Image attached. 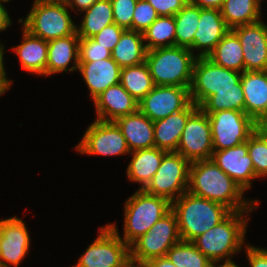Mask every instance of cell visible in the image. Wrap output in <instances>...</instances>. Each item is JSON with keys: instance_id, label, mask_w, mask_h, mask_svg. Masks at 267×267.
<instances>
[{"instance_id": "cell-1", "label": "cell", "mask_w": 267, "mask_h": 267, "mask_svg": "<svg viewBox=\"0 0 267 267\" xmlns=\"http://www.w3.org/2000/svg\"><path fill=\"white\" fill-rule=\"evenodd\" d=\"M187 191L220 203L232 212L252 211L259 204L258 200H244L241 187L211 159L191 163Z\"/></svg>"}, {"instance_id": "cell-2", "label": "cell", "mask_w": 267, "mask_h": 267, "mask_svg": "<svg viewBox=\"0 0 267 267\" xmlns=\"http://www.w3.org/2000/svg\"><path fill=\"white\" fill-rule=\"evenodd\" d=\"M171 210L177 217L181 241L186 242H192L232 213L226 206L188 191L171 203Z\"/></svg>"}, {"instance_id": "cell-3", "label": "cell", "mask_w": 267, "mask_h": 267, "mask_svg": "<svg viewBox=\"0 0 267 267\" xmlns=\"http://www.w3.org/2000/svg\"><path fill=\"white\" fill-rule=\"evenodd\" d=\"M244 212H232L218 225L195 238L192 243L213 263L224 260V263L233 262L231 255L238 253L244 245L246 224L249 218H243Z\"/></svg>"}, {"instance_id": "cell-4", "label": "cell", "mask_w": 267, "mask_h": 267, "mask_svg": "<svg viewBox=\"0 0 267 267\" xmlns=\"http://www.w3.org/2000/svg\"><path fill=\"white\" fill-rule=\"evenodd\" d=\"M196 58L188 48L171 46L147 50L145 62L155 86L189 88Z\"/></svg>"}, {"instance_id": "cell-5", "label": "cell", "mask_w": 267, "mask_h": 267, "mask_svg": "<svg viewBox=\"0 0 267 267\" xmlns=\"http://www.w3.org/2000/svg\"><path fill=\"white\" fill-rule=\"evenodd\" d=\"M124 236L130 246L171 210V203L163 197L138 190L126 202L124 209Z\"/></svg>"}, {"instance_id": "cell-6", "label": "cell", "mask_w": 267, "mask_h": 267, "mask_svg": "<svg viewBox=\"0 0 267 267\" xmlns=\"http://www.w3.org/2000/svg\"><path fill=\"white\" fill-rule=\"evenodd\" d=\"M25 20L19 19L23 27L34 36L50 41L77 33L64 0L34 2Z\"/></svg>"}, {"instance_id": "cell-7", "label": "cell", "mask_w": 267, "mask_h": 267, "mask_svg": "<svg viewBox=\"0 0 267 267\" xmlns=\"http://www.w3.org/2000/svg\"><path fill=\"white\" fill-rule=\"evenodd\" d=\"M241 75V72L215 64L208 57L198 56L189 87L191 101L199 107L215 90L242 88Z\"/></svg>"}, {"instance_id": "cell-8", "label": "cell", "mask_w": 267, "mask_h": 267, "mask_svg": "<svg viewBox=\"0 0 267 267\" xmlns=\"http://www.w3.org/2000/svg\"><path fill=\"white\" fill-rule=\"evenodd\" d=\"M180 241L177 217L170 210L129 246L130 258L147 263L151 259L166 256L167 251Z\"/></svg>"}, {"instance_id": "cell-9", "label": "cell", "mask_w": 267, "mask_h": 267, "mask_svg": "<svg viewBox=\"0 0 267 267\" xmlns=\"http://www.w3.org/2000/svg\"><path fill=\"white\" fill-rule=\"evenodd\" d=\"M190 165L191 163L179 153L167 152L144 191L150 195L166 198L170 203L174 202L175 198L187 192Z\"/></svg>"}, {"instance_id": "cell-10", "label": "cell", "mask_w": 267, "mask_h": 267, "mask_svg": "<svg viewBox=\"0 0 267 267\" xmlns=\"http://www.w3.org/2000/svg\"><path fill=\"white\" fill-rule=\"evenodd\" d=\"M115 225L101 227L98 238L80 255L73 267H122L130 258V250Z\"/></svg>"}, {"instance_id": "cell-11", "label": "cell", "mask_w": 267, "mask_h": 267, "mask_svg": "<svg viewBox=\"0 0 267 267\" xmlns=\"http://www.w3.org/2000/svg\"><path fill=\"white\" fill-rule=\"evenodd\" d=\"M207 115L214 151L246 142L257 129V124L244 111L221 110Z\"/></svg>"}, {"instance_id": "cell-12", "label": "cell", "mask_w": 267, "mask_h": 267, "mask_svg": "<svg viewBox=\"0 0 267 267\" xmlns=\"http://www.w3.org/2000/svg\"><path fill=\"white\" fill-rule=\"evenodd\" d=\"M80 154L118 156L130 154L121 130L114 121L96 119L76 147Z\"/></svg>"}, {"instance_id": "cell-13", "label": "cell", "mask_w": 267, "mask_h": 267, "mask_svg": "<svg viewBox=\"0 0 267 267\" xmlns=\"http://www.w3.org/2000/svg\"><path fill=\"white\" fill-rule=\"evenodd\" d=\"M177 153L190 163L211 159L214 152L208 115L198 108L187 120Z\"/></svg>"}, {"instance_id": "cell-14", "label": "cell", "mask_w": 267, "mask_h": 267, "mask_svg": "<svg viewBox=\"0 0 267 267\" xmlns=\"http://www.w3.org/2000/svg\"><path fill=\"white\" fill-rule=\"evenodd\" d=\"M192 103L188 87L155 86L141 101L138 109L151 121L166 118Z\"/></svg>"}, {"instance_id": "cell-15", "label": "cell", "mask_w": 267, "mask_h": 267, "mask_svg": "<svg viewBox=\"0 0 267 267\" xmlns=\"http://www.w3.org/2000/svg\"><path fill=\"white\" fill-rule=\"evenodd\" d=\"M30 247V236L23 220H0V267H18Z\"/></svg>"}, {"instance_id": "cell-16", "label": "cell", "mask_w": 267, "mask_h": 267, "mask_svg": "<svg viewBox=\"0 0 267 267\" xmlns=\"http://www.w3.org/2000/svg\"><path fill=\"white\" fill-rule=\"evenodd\" d=\"M231 30L243 49L244 71H267V25L258 21Z\"/></svg>"}, {"instance_id": "cell-17", "label": "cell", "mask_w": 267, "mask_h": 267, "mask_svg": "<svg viewBox=\"0 0 267 267\" xmlns=\"http://www.w3.org/2000/svg\"><path fill=\"white\" fill-rule=\"evenodd\" d=\"M211 160L245 192L256 177L252 159L248 154L247 143L212 153Z\"/></svg>"}, {"instance_id": "cell-18", "label": "cell", "mask_w": 267, "mask_h": 267, "mask_svg": "<svg viewBox=\"0 0 267 267\" xmlns=\"http://www.w3.org/2000/svg\"><path fill=\"white\" fill-rule=\"evenodd\" d=\"M230 28L219 9L200 8V20L192 44L193 50H201L197 57H207Z\"/></svg>"}, {"instance_id": "cell-19", "label": "cell", "mask_w": 267, "mask_h": 267, "mask_svg": "<svg viewBox=\"0 0 267 267\" xmlns=\"http://www.w3.org/2000/svg\"><path fill=\"white\" fill-rule=\"evenodd\" d=\"M99 120L115 121L138 110V101L119 83L108 87L95 100Z\"/></svg>"}, {"instance_id": "cell-20", "label": "cell", "mask_w": 267, "mask_h": 267, "mask_svg": "<svg viewBox=\"0 0 267 267\" xmlns=\"http://www.w3.org/2000/svg\"><path fill=\"white\" fill-rule=\"evenodd\" d=\"M121 67L112 59L79 62L78 69L94 101L108 87L120 83Z\"/></svg>"}, {"instance_id": "cell-21", "label": "cell", "mask_w": 267, "mask_h": 267, "mask_svg": "<svg viewBox=\"0 0 267 267\" xmlns=\"http://www.w3.org/2000/svg\"><path fill=\"white\" fill-rule=\"evenodd\" d=\"M240 80L244 112L257 124L267 113V71H244Z\"/></svg>"}, {"instance_id": "cell-22", "label": "cell", "mask_w": 267, "mask_h": 267, "mask_svg": "<svg viewBox=\"0 0 267 267\" xmlns=\"http://www.w3.org/2000/svg\"><path fill=\"white\" fill-rule=\"evenodd\" d=\"M198 108L192 102L184 110L153 121L155 147L167 152H176L186 122Z\"/></svg>"}, {"instance_id": "cell-23", "label": "cell", "mask_w": 267, "mask_h": 267, "mask_svg": "<svg viewBox=\"0 0 267 267\" xmlns=\"http://www.w3.org/2000/svg\"><path fill=\"white\" fill-rule=\"evenodd\" d=\"M114 122L121 130L130 152L155 147L153 121L139 109Z\"/></svg>"}, {"instance_id": "cell-24", "label": "cell", "mask_w": 267, "mask_h": 267, "mask_svg": "<svg viewBox=\"0 0 267 267\" xmlns=\"http://www.w3.org/2000/svg\"><path fill=\"white\" fill-rule=\"evenodd\" d=\"M79 41L78 34L48 41V58L46 76L68 71V65L74 60V65L69 71H75L79 65Z\"/></svg>"}, {"instance_id": "cell-25", "label": "cell", "mask_w": 267, "mask_h": 267, "mask_svg": "<svg viewBox=\"0 0 267 267\" xmlns=\"http://www.w3.org/2000/svg\"><path fill=\"white\" fill-rule=\"evenodd\" d=\"M12 49L18 55L22 69L33 74L46 75L48 58L47 41L34 36L23 27V41Z\"/></svg>"}, {"instance_id": "cell-26", "label": "cell", "mask_w": 267, "mask_h": 267, "mask_svg": "<svg viewBox=\"0 0 267 267\" xmlns=\"http://www.w3.org/2000/svg\"><path fill=\"white\" fill-rule=\"evenodd\" d=\"M166 153L167 151L158 149L157 147L130 152L132 154V160L127 168L129 180L138 182L141 184L139 190H144L160 167L163 156Z\"/></svg>"}, {"instance_id": "cell-27", "label": "cell", "mask_w": 267, "mask_h": 267, "mask_svg": "<svg viewBox=\"0 0 267 267\" xmlns=\"http://www.w3.org/2000/svg\"><path fill=\"white\" fill-rule=\"evenodd\" d=\"M143 42V33L126 29L112 50L111 58L121 68L142 64L146 60L147 53Z\"/></svg>"}, {"instance_id": "cell-28", "label": "cell", "mask_w": 267, "mask_h": 267, "mask_svg": "<svg viewBox=\"0 0 267 267\" xmlns=\"http://www.w3.org/2000/svg\"><path fill=\"white\" fill-rule=\"evenodd\" d=\"M207 57L219 66L244 72L243 49L238 36L231 29Z\"/></svg>"}, {"instance_id": "cell-29", "label": "cell", "mask_w": 267, "mask_h": 267, "mask_svg": "<svg viewBox=\"0 0 267 267\" xmlns=\"http://www.w3.org/2000/svg\"><path fill=\"white\" fill-rule=\"evenodd\" d=\"M85 12L77 34L80 38H91L103 28L114 23L113 8L110 0H97Z\"/></svg>"}, {"instance_id": "cell-30", "label": "cell", "mask_w": 267, "mask_h": 267, "mask_svg": "<svg viewBox=\"0 0 267 267\" xmlns=\"http://www.w3.org/2000/svg\"><path fill=\"white\" fill-rule=\"evenodd\" d=\"M260 8L256 0H224L220 11L226 25L232 29L260 21Z\"/></svg>"}, {"instance_id": "cell-31", "label": "cell", "mask_w": 267, "mask_h": 267, "mask_svg": "<svg viewBox=\"0 0 267 267\" xmlns=\"http://www.w3.org/2000/svg\"><path fill=\"white\" fill-rule=\"evenodd\" d=\"M120 84L138 102L155 87L146 62L122 68Z\"/></svg>"}, {"instance_id": "cell-32", "label": "cell", "mask_w": 267, "mask_h": 267, "mask_svg": "<svg viewBox=\"0 0 267 267\" xmlns=\"http://www.w3.org/2000/svg\"><path fill=\"white\" fill-rule=\"evenodd\" d=\"M175 20V46L192 51L194 35L200 20V7L188 2L177 14Z\"/></svg>"}, {"instance_id": "cell-33", "label": "cell", "mask_w": 267, "mask_h": 267, "mask_svg": "<svg viewBox=\"0 0 267 267\" xmlns=\"http://www.w3.org/2000/svg\"><path fill=\"white\" fill-rule=\"evenodd\" d=\"M245 97L242 88H225L215 90L199 108L205 114L221 110L244 111Z\"/></svg>"}, {"instance_id": "cell-34", "label": "cell", "mask_w": 267, "mask_h": 267, "mask_svg": "<svg viewBox=\"0 0 267 267\" xmlns=\"http://www.w3.org/2000/svg\"><path fill=\"white\" fill-rule=\"evenodd\" d=\"M147 50L175 46L174 16H159L144 32Z\"/></svg>"}, {"instance_id": "cell-35", "label": "cell", "mask_w": 267, "mask_h": 267, "mask_svg": "<svg viewBox=\"0 0 267 267\" xmlns=\"http://www.w3.org/2000/svg\"><path fill=\"white\" fill-rule=\"evenodd\" d=\"M166 256L177 267H211L213 264L192 242L180 241L167 251Z\"/></svg>"}, {"instance_id": "cell-36", "label": "cell", "mask_w": 267, "mask_h": 267, "mask_svg": "<svg viewBox=\"0 0 267 267\" xmlns=\"http://www.w3.org/2000/svg\"><path fill=\"white\" fill-rule=\"evenodd\" d=\"M246 143L256 177H267V132L257 128Z\"/></svg>"}, {"instance_id": "cell-37", "label": "cell", "mask_w": 267, "mask_h": 267, "mask_svg": "<svg viewBox=\"0 0 267 267\" xmlns=\"http://www.w3.org/2000/svg\"><path fill=\"white\" fill-rule=\"evenodd\" d=\"M155 8L146 0H137L133 12L132 30L143 33L157 18Z\"/></svg>"}, {"instance_id": "cell-38", "label": "cell", "mask_w": 267, "mask_h": 267, "mask_svg": "<svg viewBox=\"0 0 267 267\" xmlns=\"http://www.w3.org/2000/svg\"><path fill=\"white\" fill-rule=\"evenodd\" d=\"M111 58V51L103 47L92 38H80L79 62H94Z\"/></svg>"}, {"instance_id": "cell-39", "label": "cell", "mask_w": 267, "mask_h": 267, "mask_svg": "<svg viewBox=\"0 0 267 267\" xmlns=\"http://www.w3.org/2000/svg\"><path fill=\"white\" fill-rule=\"evenodd\" d=\"M113 8L114 23L118 26L132 30L133 12L137 0H110Z\"/></svg>"}, {"instance_id": "cell-40", "label": "cell", "mask_w": 267, "mask_h": 267, "mask_svg": "<svg viewBox=\"0 0 267 267\" xmlns=\"http://www.w3.org/2000/svg\"><path fill=\"white\" fill-rule=\"evenodd\" d=\"M124 30V28L113 23L103 28L98 34L91 38L112 52Z\"/></svg>"}, {"instance_id": "cell-41", "label": "cell", "mask_w": 267, "mask_h": 267, "mask_svg": "<svg viewBox=\"0 0 267 267\" xmlns=\"http://www.w3.org/2000/svg\"><path fill=\"white\" fill-rule=\"evenodd\" d=\"M158 13L159 16H174L177 14L189 0H146Z\"/></svg>"}, {"instance_id": "cell-42", "label": "cell", "mask_w": 267, "mask_h": 267, "mask_svg": "<svg viewBox=\"0 0 267 267\" xmlns=\"http://www.w3.org/2000/svg\"><path fill=\"white\" fill-rule=\"evenodd\" d=\"M247 259L250 267H267V249L246 244Z\"/></svg>"}, {"instance_id": "cell-43", "label": "cell", "mask_w": 267, "mask_h": 267, "mask_svg": "<svg viewBox=\"0 0 267 267\" xmlns=\"http://www.w3.org/2000/svg\"><path fill=\"white\" fill-rule=\"evenodd\" d=\"M4 53V46L0 44V92L4 94L6 90L10 89L12 81L8 80L6 77V71L4 70V63H3V54Z\"/></svg>"}, {"instance_id": "cell-44", "label": "cell", "mask_w": 267, "mask_h": 267, "mask_svg": "<svg viewBox=\"0 0 267 267\" xmlns=\"http://www.w3.org/2000/svg\"><path fill=\"white\" fill-rule=\"evenodd\" d=\"M195 6L203 9H221L224 0H189Z\"/></svg>"}, {"instance_id": "cell-45", "label": "cell", "mask_w": 267, "mask_h": 267, "mask_svg": "<svg viewBox=\"0 0 267 267\" xmlns=\"http://www.w3.org/2000/svg\"><path fill=\"white\" fill-rule=\"evenodd\" d=\"M68 7L71 9L78 11H84L87 10L92 4H94L97 0H64Z\"/></svg>"}, {"instance_id": "cell-46", "label": "cell", "mask_w": 267, "mask_h": 267, "mask_svg": "<svg viewBox=\"0 0 267 267\" xmlns=\"http://www.w3.org/2000/svg\"><path fill=\"white\" fill-rule=\"evenodd\" d=\"M148 267H177L167 256L151 259L147 262Z\"/></svg>"}, {"instance_id": "cell-47", "label": "cell", "mask_w": 267, "mask_h": 267, "mask_svg": "<svg viewBox=\"0 0 267 267\" xmlns=\"http://www.w3.org/2000/svg\"><path fill=\"white\" fill-rule=\"evenodd\" d=\"M11 21L12 20L9 18L8 12L2 2H0V32L2 30H6V28L11 25Z\"/></svg>"}, {"instance_id": "cell-48", "label": "cell", "mask_w": 267, "mask_h": 267, "mask_svg": "<svg viewBox=\"0 0 267 267\" xmlns=\"http://www.w3.org/2000/svg\"><path fill=\"white\" fill-rule=\"evenodd\" d=\"M122 267H148L147 263L133 260L132 258H129Z\"/></svg>"}, {"instance_id": "cell-49", "label": "cell", "mask_w": 267, "mask_h": 267, "mask_svg": "<svg viewBox=\"0 0 267 267\" xmlns=\"http://www.w3.org/2000/svg\"><path fill=\"white\" fill-rule=\"evenodd\" d=\"M257 128L267 132V113L265 116L257 123Z\"/></svg>"}, {"instance_id": "cell-50", "label": "cell", "mask_w": 267, "mask_h": 267, "mask_svg": "<svg viewBox=\"0 0 267 267\" xmlns=\"http://www.w3.org/2000/svg\"><path fill=\"white\" fill-rule=\"evenodd\" d=\"M215 265H216V263H213L211 267H239L234 262H228V263H224V264H221L218 266H215Z\"/></svg>"}, {"instance_id": "cell-51", "label": "cell", "mask_w": 267, "mask_h": 267, "mask_svg": "<svg viewBox=\"0 0 267 267\" xmlns=\"http://www.w3.org/2000/svg\"><path fill=\"white\" fill-rule=\"evenodd\" d=\"M49 1H62V0H35L36 2H49Z\"/></svg>"}, {"instance_id": "cell-52", "label": "cell", "mask_w": 267, "mask_h": 267, "mask_svg": "<svg viewBox=\"0 0 267 267\" xmlns=\"http://www.w3.org/2000/svg\"><path fill=\"white\" fill-rule=\"evenodd\" d=\"M8 1H10V0H0V2H8Z\"/></svg>"}]
</instances>
